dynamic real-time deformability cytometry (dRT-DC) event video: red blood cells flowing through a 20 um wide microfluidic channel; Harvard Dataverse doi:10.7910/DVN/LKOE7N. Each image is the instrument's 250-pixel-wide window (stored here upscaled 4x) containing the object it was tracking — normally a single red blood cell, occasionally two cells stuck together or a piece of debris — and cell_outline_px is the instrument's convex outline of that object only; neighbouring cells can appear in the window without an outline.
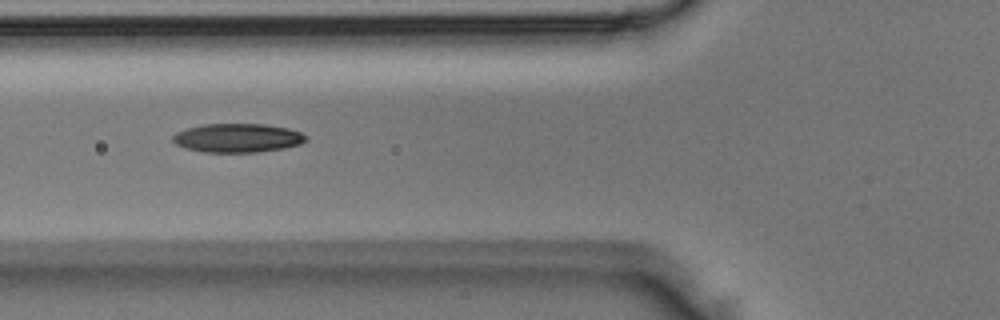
{"species": "Egyptian fruit bat (a non-hibernating species)", "species_latin": "Rousettus aegyptiacus", "temperature_condition": "room temperature", "stored_images_in_passage": 6, "camera_frame_rate_fps": 3000, "um_per_image_px": 0.085, "animal": {"sex": "male"}, "frame": {"image": 1, "passage_image": 6, "time_ms": 1.667, "image_size_px": [1000, 320], "cell_outline_px": [[308, 140], [300, 144], [284, 148], [256, 152], [204, 152], [184, 148], [176, 144], [172, 140], [172, 136], [176, 132], [188, 128], [204, 124], [264, 124], [288, 128], [300, 132], [308, 136]], "centroid_in_image_um": [20.2, 11.72], "position_along_channel_um": 105.6, "area_um2": 22.43}}